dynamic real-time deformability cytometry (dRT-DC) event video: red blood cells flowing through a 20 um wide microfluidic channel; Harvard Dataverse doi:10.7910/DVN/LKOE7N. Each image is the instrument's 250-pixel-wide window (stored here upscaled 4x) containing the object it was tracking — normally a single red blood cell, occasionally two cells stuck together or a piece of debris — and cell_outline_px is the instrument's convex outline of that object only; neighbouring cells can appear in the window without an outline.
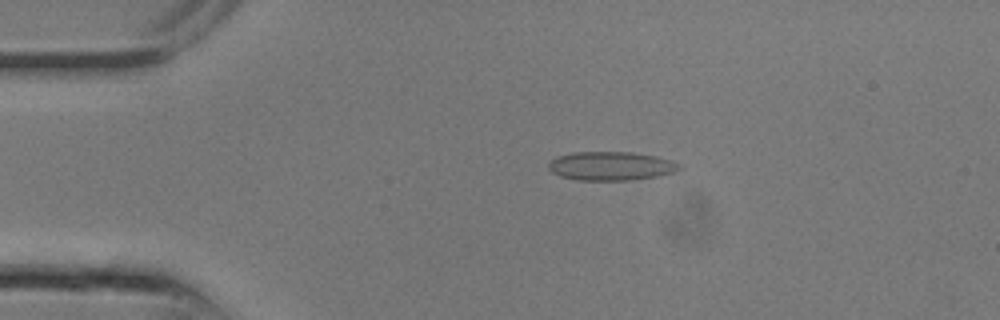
{"species": "common noctule bat (a hibernating species)", "species_latin": "Nyctalus noctula", "temperature_condition": "room temperature", "stored_images_in_passage": 16, "camera_frame_rate_fps": 3000, "um_per_image_px": 0.085, "animal": {"sex": "male", "body_mass_g": 13.3}, "frame": {"image": 1, "passage_image": 5, "time_ms": 1.333, "image_size_px": [1000, 320], "cell_outline_px": [[684, 168], [672, 172], [656, 176], [632, 180], [576, 180], [560, 176], [552, 172], [548, 168], [548, 164], [556, 156], [572, 152], [632, 152], [656, 156], [672, 160], [680, 164]], "centroid_in_image_um": [51.93, 14.1], "position_along_channel_um": 33.1, "area_um2": 22.02}}
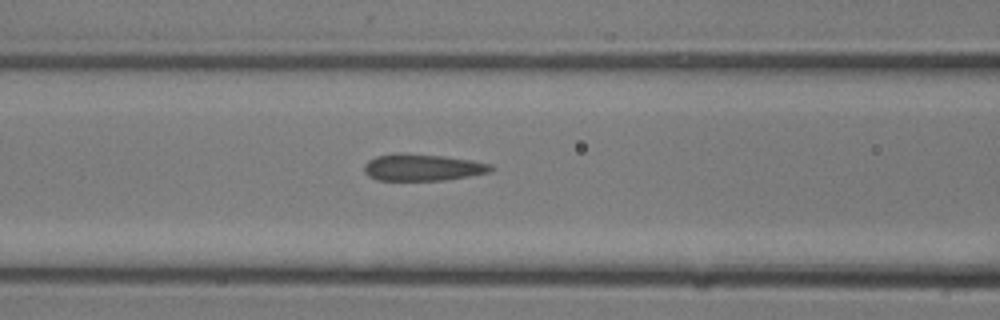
{"frame": {"image": 2, "passage_image": 10, "time_ms": 3.0, "image_size_px": [1000, 320], "cell_outline_px": [[496, 168], [488, 172], [468, 176], [444, 180], [376, 180], [368, 176], [364, 172], [364, 164], [368, 160], [376, 156], [392, 152], [404, 152], [444, 156], [472, 160], [492, 164]], "centroid_in_image_um": [35.88, 14.21], "position_along_channel_um": 130.7, "area_um2": 20.11}}
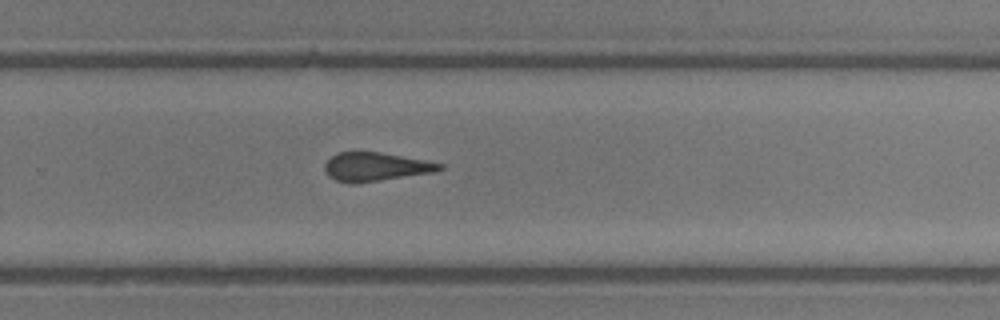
{"frame": {"image": 3, "passage_image": 16, "time_ms": 5.0, "image_size_px": [1000, 320], "cell_outline_px": [[444, 168], [436, 172], [356, 184], [352, 184], [336, 180], [328, 176], [324, 168], [324, 164], [336, 152], [380, 152], [424, 160], [444, 164]], "centroid_in_image_um": [31.93, 14.19], "position_along_channel_um": 297.9, "area_um2": 19.31}}